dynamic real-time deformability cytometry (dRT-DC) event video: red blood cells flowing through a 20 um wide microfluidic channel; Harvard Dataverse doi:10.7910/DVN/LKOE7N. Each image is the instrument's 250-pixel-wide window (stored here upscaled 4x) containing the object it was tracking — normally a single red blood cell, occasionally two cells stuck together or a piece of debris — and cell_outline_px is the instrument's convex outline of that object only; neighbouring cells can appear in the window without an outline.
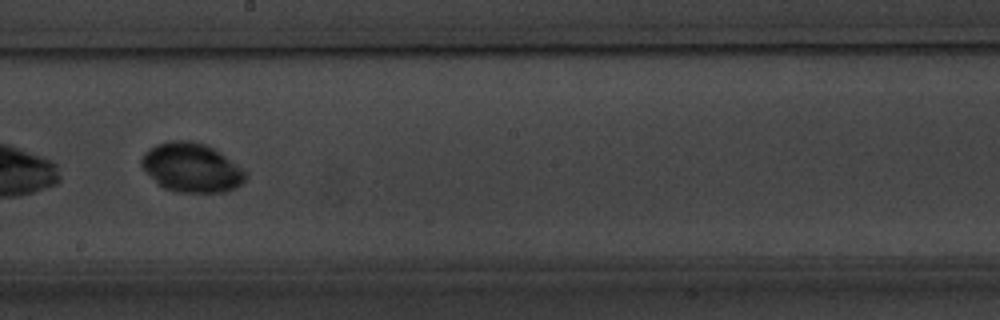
{"species": "common noctule bat (a hibernating species)", "species_latin": "Nyctalus noctula", "temperature_condition": "warm", "stored_images_in_passage": 13, "camera_frame_rate_fps": 3000, "um_per_image_px": 0.085, "animal": {"sex": "male", "body_mass_g": 20.1, "forearm_length_mm": 53.5}, "frame": {"image": 1, "passage_image": 10, "time_ms": 11.333, "image_size_px": [1000, 320], "cell_outline_px": [[248, 176], [236, 188], [224, 192], [176, 192], [160, 184], [140, 168], [140, 160], [144, 152], [148, 148], [156, 144], [168, 140], [192, 140], [208, 144], [220, 152], [240, 168]], "centroid_in_image_um": [16.24, 14.22], "position_along_channel_um": 232.0, "area_um2": 29.82}}
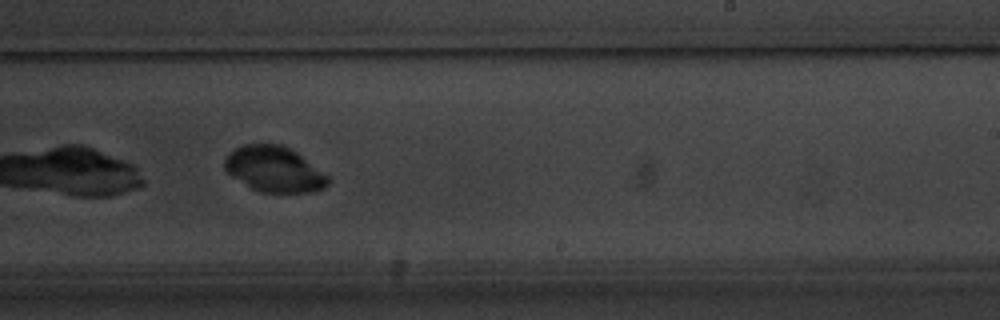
{"frame": {"image": 2, "passage_image": 11, "time_ms": 12.333, "image_size_px": [1000, 320], "cell_outline_px": [[328, 184], [324, 188], [312, 192], [260, 192], [252, 188], [232, 176], [224, 168], [224, 160], [228, 152], [244, 144], [280, 144], [296, 152], [328, 176]], "centroid_in_image_um": [23.28, 14.38], "position_along_channel_um": 265.7, "area_um2": 27.11}}